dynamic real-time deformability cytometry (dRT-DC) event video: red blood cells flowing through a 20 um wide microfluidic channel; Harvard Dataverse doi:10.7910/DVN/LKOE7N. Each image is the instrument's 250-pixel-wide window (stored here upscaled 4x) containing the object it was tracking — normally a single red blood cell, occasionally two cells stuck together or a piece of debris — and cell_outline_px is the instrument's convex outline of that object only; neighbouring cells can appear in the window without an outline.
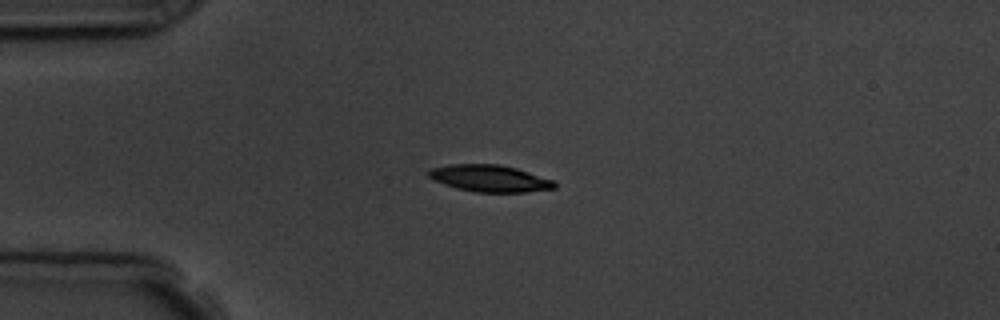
{"species": "common noctule bat (a hibernating species)", "species_latin": "Nyctalus noctula", "temperature_condition": "room temperature", "stored_images_in_passage": 4, "camera_frame_rate_fps": 3000, "um_per_image_px": 0.085, "animal": {"sex": "male", "body_mass_g": 19.5, "forearm_length_mm": 54.6}, "frame": {"image": 1, "passage_image": 2, "time_ms": 1.333, "image_size_px": [1000, 320], "cell_outline_px": [[556, 188], [524, 192], [476, 192], [456, 188], [444, 184], [428, 176], [428, 172], [432, 168], [448, 164], [500, 164], [516, 168], [556, 180]], "centroid_in_image_um": [41.67, 15.16], "position_along_channel_um": 43.3, "area_um2": 19.71}}